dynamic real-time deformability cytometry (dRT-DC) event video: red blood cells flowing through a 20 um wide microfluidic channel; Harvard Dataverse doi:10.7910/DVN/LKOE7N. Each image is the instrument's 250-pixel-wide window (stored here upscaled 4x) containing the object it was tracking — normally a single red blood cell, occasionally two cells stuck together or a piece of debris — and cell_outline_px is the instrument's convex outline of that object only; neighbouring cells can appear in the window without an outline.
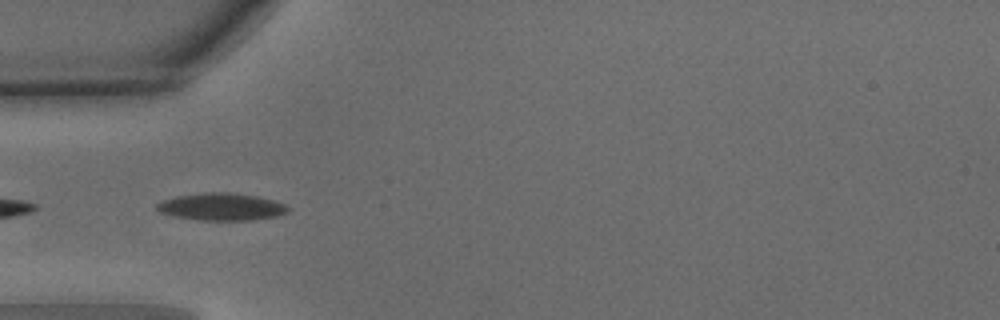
{"species": "common noctule bat (a hibernating species)", "species_latin": "Nyctalus noctula", "temperature_condition": "warm", "stored_images_in_passage": 6, "camera_frame_rate_fps": 3000, "um_per_image_px": 0.085, "animal": {"sex": "male", "body_mass_g": 15.6}, "frame": {"image": 1, "passage_image": 4, "time_ms": 1.0, "image_size_px": [1000, 320], "cell_outline_px": [[292, 208], [288, 212], [276, 216], [252, 220], [200, 220], [172, 216], [160, 212], [156, 208], [156, 204], [164, 200], [176, 196], [204, 192], [228, 192], [256, 196], [272, 200], [284, 204]], "centroid_in_image_um": [18.82, 17.58], "position_along_channel_um": 66.2, "area_um2": 20.87}}